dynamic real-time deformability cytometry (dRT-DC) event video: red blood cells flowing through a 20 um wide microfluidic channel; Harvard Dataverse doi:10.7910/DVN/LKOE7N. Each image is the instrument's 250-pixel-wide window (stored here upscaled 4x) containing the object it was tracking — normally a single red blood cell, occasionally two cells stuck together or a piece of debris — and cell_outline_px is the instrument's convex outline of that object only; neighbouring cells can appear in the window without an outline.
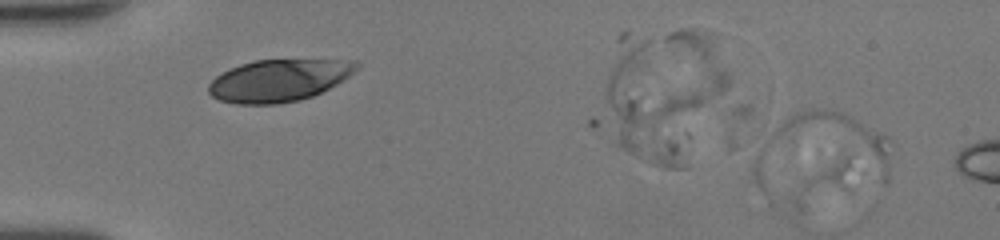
{"species": "human", "species_latin": "Homo sapiens", "temperature_condition": "room temperature", "stored_images_in_passage": 4, "camera_frame_rate_fps": 3000, "um_per_image_px": 0.085, "donor": {"sex": "female"}, "frame": {"image": 1, "passage_image": 4, "time_ms": 1.0, "image_size_px": [1000, 240], "cell_outline_px": [[888, 184], [884, 184], [776, 136], [776, 132], [796, 112], [808, 108], [824, 108], [840, 112], [852, 116], [884, 132], [888, 136]], "centroid_in_image_um": [71.41, 11.95], "position_along_channel_um": 13.6, "area_um2": 35.37}}